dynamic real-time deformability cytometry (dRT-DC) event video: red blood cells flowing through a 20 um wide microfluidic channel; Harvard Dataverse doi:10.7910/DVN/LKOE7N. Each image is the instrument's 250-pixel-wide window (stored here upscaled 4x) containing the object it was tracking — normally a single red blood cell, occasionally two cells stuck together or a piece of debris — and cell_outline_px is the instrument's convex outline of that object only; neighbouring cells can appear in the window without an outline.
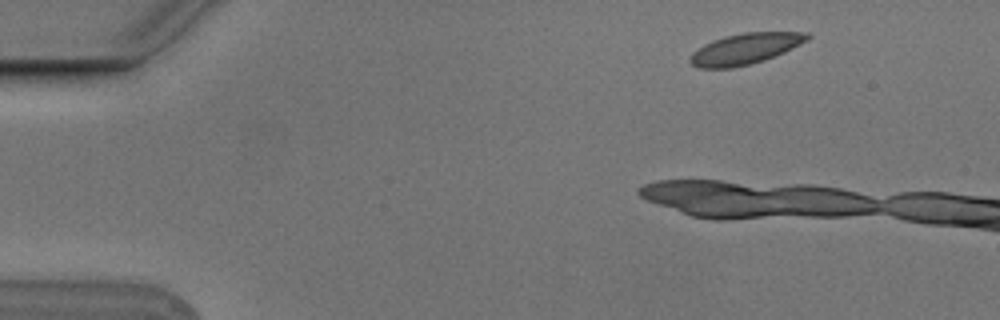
{"species": "Egyptian fruit bat (a non-hibernating species)", "species_latin": "Rousettus aegyptiacus", "temperature_condition": "cold", "stored_images_in_passage": 3, "camera_frame_rate_fps": 3000, "um_per_image_px": 0.085, "animal": {"sex": "male"}, "frame": {"image": 1, "passage_image": 1, "time_ms": 0.0, "image_size_px": [1000, 320], "cell_outline_px": [[812, 36], [808, 40], [784, 52], [764, 60], [732, 68], [700, 68], [692, 64], [688, 60], [692, 52], [704, 44], [712, 40], [724, 36], [744, 32], [808, 32]], "centroid_in_image_um": [63.33, 4.13], "position_along_channel_um": 21.7, "area_um2": 21.1}}